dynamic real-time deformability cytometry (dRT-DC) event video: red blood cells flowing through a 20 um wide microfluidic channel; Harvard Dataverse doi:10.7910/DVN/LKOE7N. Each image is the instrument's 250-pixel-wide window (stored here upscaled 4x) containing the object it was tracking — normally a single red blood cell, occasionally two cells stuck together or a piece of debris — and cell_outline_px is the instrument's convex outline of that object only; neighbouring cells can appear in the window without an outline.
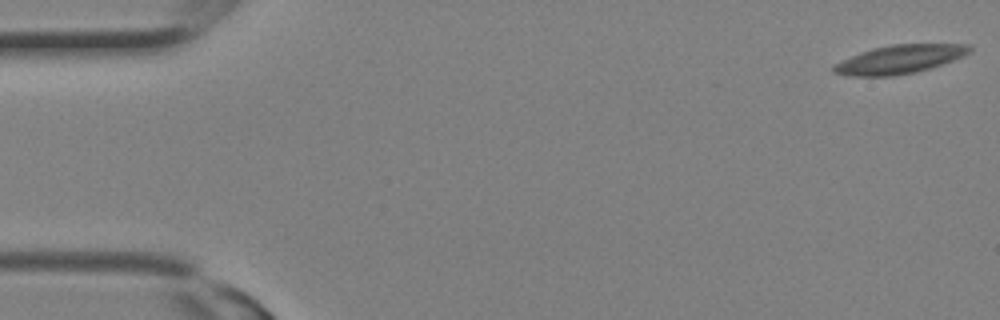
{"species": "Egyptian fruit bat (a non-hibernating species)", "species_latin": "Rousettus aegyptiacus", "temperature_condition": "room temperature", "stored_images_in_passage": 19, "camera_frame_rate_fps": 3000, "um_per_image_px": 0.085, "animal": {"sex": "female"}, "frame": {"image": 1, "passage_image": 1, "time_ms": 0.0, "image_size_px": [1000, 320], "cell_outline_px": [[972, 52], [964, 56], [916, 72], [892, 76], [848, 76], [832, 72], [832, 64], [860, 52], [872, 48], [892, 44], [972, 44]], "centroid_in_image_um": [76.44, 5.03], "position_along_channel_um": 8.6, "area_um2": 22.72}}
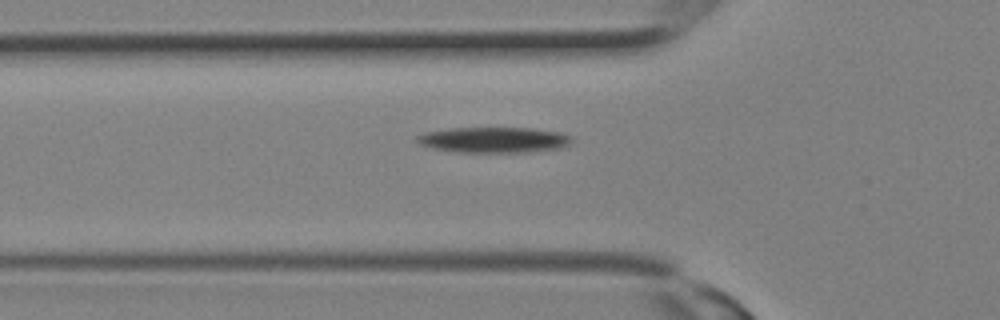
{"frame": {"image": 2, "passage_image": 11, "time_ms": 3.333, "image_size_px": [1000, 320], "cell_outline_px": [[572, 140], [568, 144], [560, 148], [528, 152], [456, 152], [432, 148], [420, 144], [416, 140], [416, 136], [424, 132], [452, 128], [532, 128], [560, 132], [572, 136]], "centroid_in_image_um": [41.97, 11.89], "position_along_channel_um": 83.8, "area_um2": 23.12}}
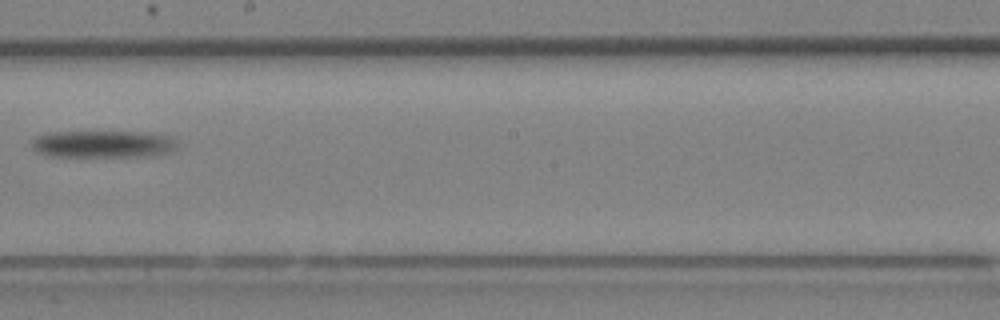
{"frame": {"image": 3, "passage_image": 18, "time_ms": 5.667, "image_size_px": [1000, 320], "cell_outline_px": [[176, 148], [172, 152], [152, 156], [48, 156], [36, 152], [32, 148], [32, 140], [36, 136], [52, 132], [148, 132], [172, 136], [176, 140]], "centroid_in_image_um": [8.79, 12.24], "position_along_channel_um": 239.4, "area_um2": 23.24}}